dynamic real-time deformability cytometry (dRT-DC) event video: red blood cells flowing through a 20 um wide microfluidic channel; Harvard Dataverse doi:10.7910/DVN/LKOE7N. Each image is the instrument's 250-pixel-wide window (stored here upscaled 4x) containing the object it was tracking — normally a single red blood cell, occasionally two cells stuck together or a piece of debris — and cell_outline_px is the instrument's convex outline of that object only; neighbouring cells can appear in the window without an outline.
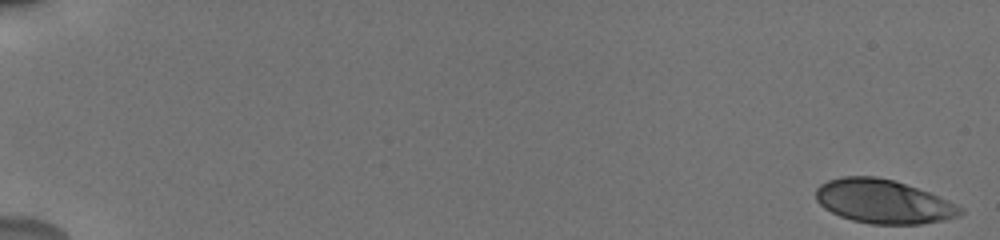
{"species": "human", "species_latin": "Homo sapiens", "temperature_condition": "cold", "stored_images_in_passage": 55, "camera_frame_rate_fps": 3000, "um_per_image_px": 0.085, "donor": {"sex": "male"}, "frame": {"image": 1, "passage_image": 1, "time_ms": 0.0, "image_size_px": [1000, 240], "cell_outline_px": [[964, 212], [960, 216], [944, 220], [920, 224], [872, 224], [852, 220], [840, 216], [824, 208], [816, 200], [816, 188], [820, 184], [828, 180], [840, 176], [876, 176], [892, 180], [928, 192], [948, 200], [964, 208]], "centroid_in_image_um": [75.08, 17.13], "position_along_channel_um": 9.9, "area_um2": 36.88}}
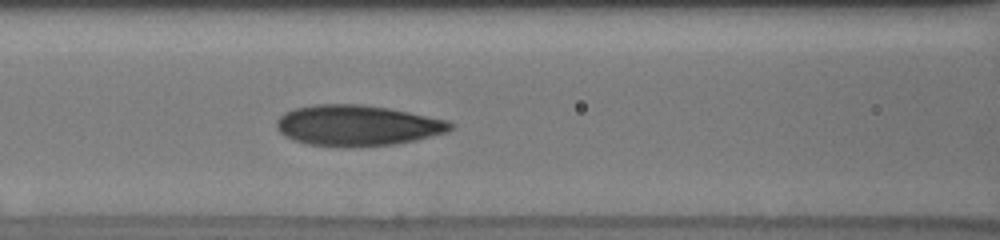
{"frame": {"image": 2, "passage_image": 26, "time_ms": 8.333, "image_size_px": [1000, 240], "cell_outline_px": [[456, 124], [448, 132], [416, 140], [396, 144], [348, 148], [304, 144], [284, 136], [276, 128], [276, 120], [284, 112], [296, 108], [316, 104], [360, 104], [388, 108], [448, 120]], "centroid_in_image_um": [30.36, 10.68], "position_along_channel_um": 136.2, "area_um2": 41.73}}
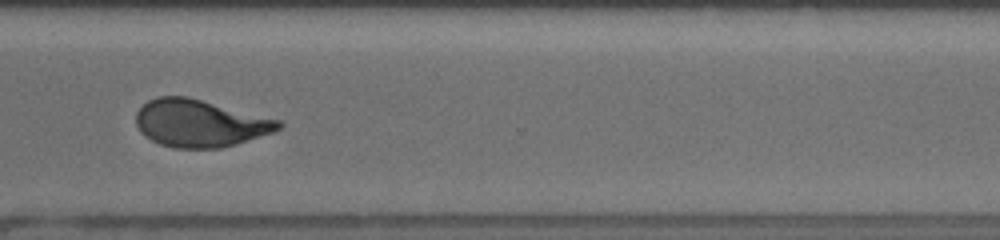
{"frame": {"image": 3, "passage_image": 43, "time_ms": 14.0, "image_size_px": [1000, 240], "cell_outline_px": [[284, 124], [280, 128], [272, 132], [236, 144], [220, 148], [172, 148], [160, 144], [152, 140], [140, 132], [136, 124], [136, 112], [148, 100], [156, 96], [188, 96], [284, 120]], "centroid_in_image_um": [17.01, 10.46], "position_along_channel_um": 353.6, "area_um2": 39.65}, "authors_computed_cell_mechanics": {"area_um2": 39.2462, "velocity_mm_per_s": 3.8437, "shape_relaxation_time_tau1_ms": 5.0635, "shape_relaxation_time_tau2_ms": 1.2751, "deformation_change_tau1": 0.1757, "deformation_change_tau2": 0.084}}